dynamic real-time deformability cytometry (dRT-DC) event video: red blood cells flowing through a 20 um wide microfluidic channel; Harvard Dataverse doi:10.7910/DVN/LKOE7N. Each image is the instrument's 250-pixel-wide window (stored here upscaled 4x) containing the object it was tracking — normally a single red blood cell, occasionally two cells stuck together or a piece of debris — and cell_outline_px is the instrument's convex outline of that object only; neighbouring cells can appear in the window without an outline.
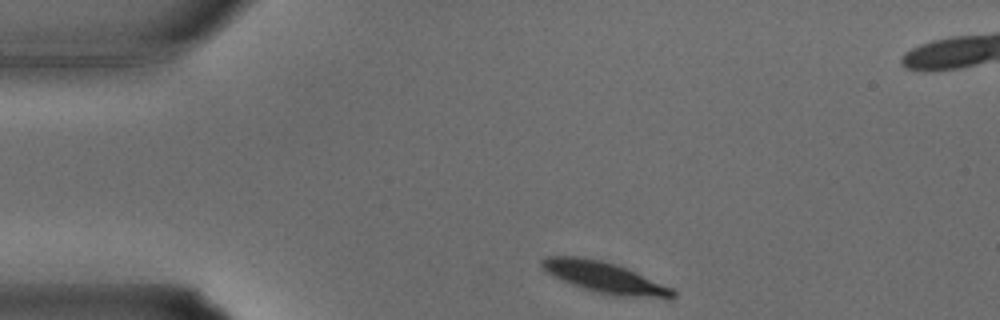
{"species": "common noctule bat (a hibernating species)", "species_latin": "Nyctalus noctula", "temperature_condition": "warm", "stored_images_in_passage": 23, "camera_frame_rate_fps": 3000, "um_per_image_px": 0.085, "animal": {"sex": "male", "body_mass_g": 15.6}, "frame": {"image": 1, "passage_image": 1, "time_ms": 0.0, "image_size_px": [1000, 320], "cell_outline_px": [[676, 296], [672, 300], [668, 300], [616, 296], [596, 292], [560, 280], [552, 276], [540, 264], [540, 260], [544, 256], [576, 256], [600, 260], [616, 264], [672, 288], [676, 292]], "centroid_in_image_um": [51.45, 23.62], "position_along_channel_um": 33.6, "area_um2": 23.87}}
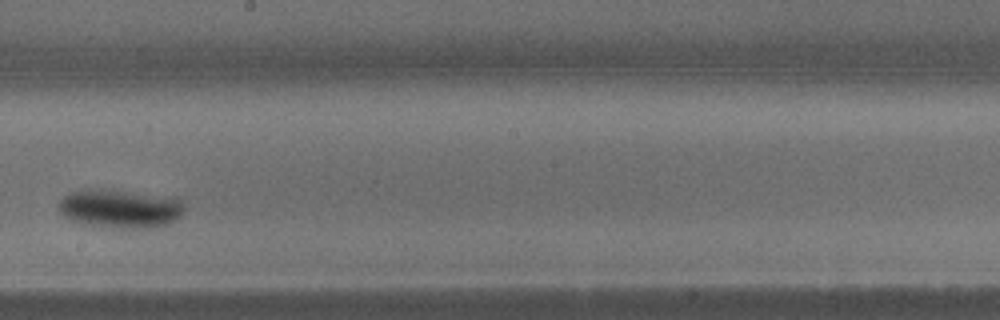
{"frame": {"image": 2, "passage_image": 14, "time_ms": 4.333, "image_size_px": [1000, 320], "cell_outline_px": [[184, 208], [180, 216], [168, 224], [156, 228], [112, 228], [80, 224], [64, 216], [60, 212], [56, 204], [64, 196], [72, 192], [128, 192], [176, 196], [184, 204]], "centroid_in_image_um": [10.27, 17.79], "position_along_channel_um": 237.9, "area_um2": 27.86}}
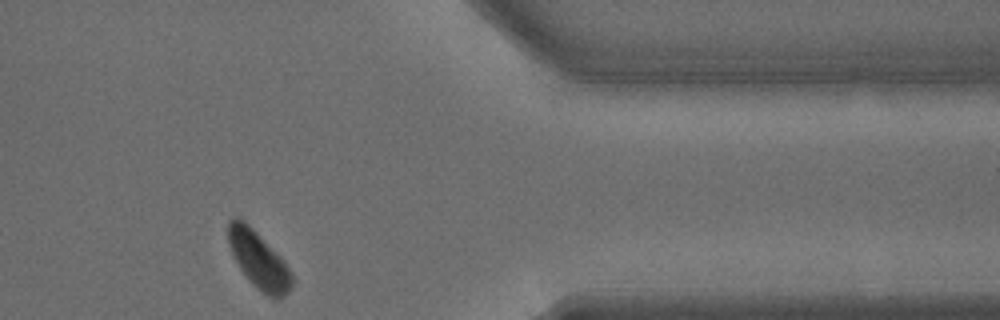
{"frame": {"image": 3, "passage_image": 23, "time_ms": 7.333, "image_size_px": [1000, 320], "cell_outline_px": [[296, 280], [292, 288], [280, 300], [272, 300], [252, 284], [240, 268], [232, 256], [228, 244], [228, 224], [236, 216], [240, 216], [284, 260], [292, 272]], "centroid_in_image_um": [22.03, 22.15], "position_along_channel_um": 389.4, "area_um2": 21.56}}